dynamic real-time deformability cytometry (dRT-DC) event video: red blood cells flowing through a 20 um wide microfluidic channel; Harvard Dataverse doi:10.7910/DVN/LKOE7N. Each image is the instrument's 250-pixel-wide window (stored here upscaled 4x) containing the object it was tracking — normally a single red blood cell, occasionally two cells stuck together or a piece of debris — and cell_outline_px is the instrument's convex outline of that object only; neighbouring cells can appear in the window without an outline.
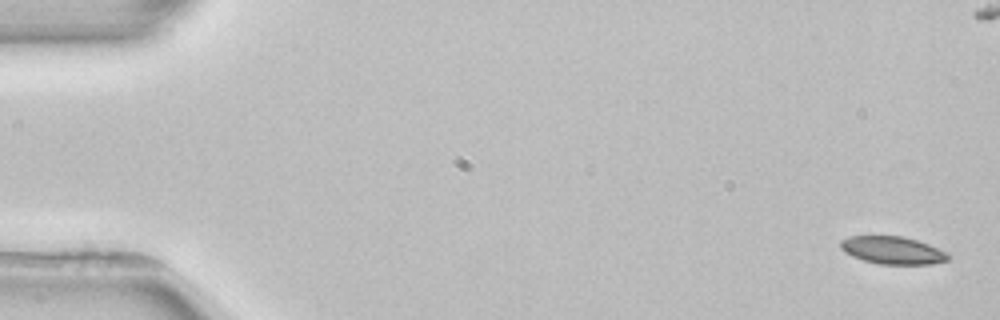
{"species": "common noctule bat (a hibernating species)", "species_latin": "Nyctalus noctula", "temperature_condition": "room temperature", "stored_images_in_passage": 4, "segment_of_instrument_passage": [1, 2], "camera_frame_rate_fps": 3000, "um_per_image_px": 0.085, "animal": {"sex": "female", "body_mass_g": 22.7, "forearm_length_mm": 54.2}, "frame": {"image": 1, "passage_image": 1, "time_ms": 0.0, "image_size_px": [1000, 320], "cell_outline_px": [[948, 260], [932, 264], [880, 264], [864, 260], [852, 256], [844, 252], [840, 248], [840, 240], [852, 236], [904, 236], [928, 244], [944, 252], [948, 256]], "centroid_in_image_um": [75.82, 21.27], "position_along_channel_um": 9.2, "area_um2": 17.11}}
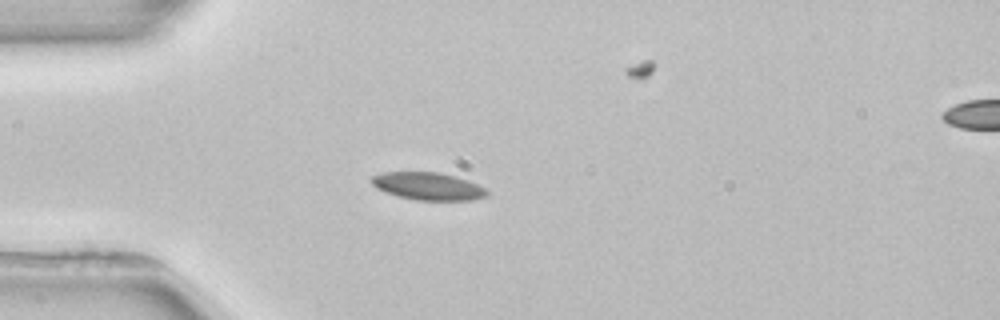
{"frame": {"image": 2, "passage_image": 3, "time_ms": 4.333, "image_size_px": [1000, 320], "cell_outline_px": [[488, 196], [472, 200], [416, 200], [396, 196], [384, 192], [376, 188], [368, 180], [372, 176], [384, 172], [440, 172], [456, 176], [468, 180], [484, 188], [488, 192]], "centroid_in_image_um": [36.35, 15.82], "position_along_channel_um": 48.7, "area_um2": 18.73}}